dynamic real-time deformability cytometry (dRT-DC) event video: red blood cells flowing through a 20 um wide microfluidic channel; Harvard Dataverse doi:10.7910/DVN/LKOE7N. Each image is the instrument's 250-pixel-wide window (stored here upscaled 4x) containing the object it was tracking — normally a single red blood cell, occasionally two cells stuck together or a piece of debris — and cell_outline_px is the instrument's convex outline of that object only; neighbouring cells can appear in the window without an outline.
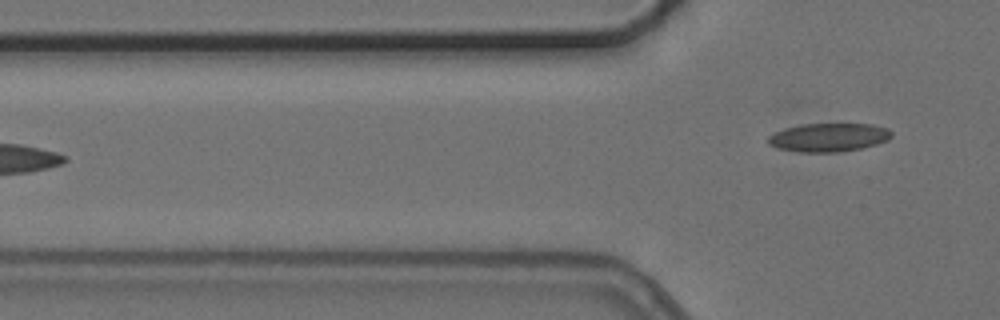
{"species": "common noctule bat (a hibernating species)", "species_latin": "Nyctalus noctula", "temperature_condition": "cold", "stored_images_in_passage": 5, "camera_frame_rate_fps": 3000, "um_per_image_px": 0.085, "animal": {"sex": "female", "body_mass_g": 24.6, "forearm_length_mm": 56.2}, "frame": {"image": 1, "passage_image": 5, "time_ms": 4.667, "image_size_px": [1000, 320], "cell_outline_px": [[892, 136], [888, 140], [876, 144], [860, 148], [840, 152], [800, 152], [776, 148], [768, 144], [768, 136], [784, 128], [800, 124], [872, 124], [888, 128], [892, 132]], "centroid_in_image_um": [70.43, 11.68], "position_along_channel_um": 55.4, "area_um2": 20.58}}